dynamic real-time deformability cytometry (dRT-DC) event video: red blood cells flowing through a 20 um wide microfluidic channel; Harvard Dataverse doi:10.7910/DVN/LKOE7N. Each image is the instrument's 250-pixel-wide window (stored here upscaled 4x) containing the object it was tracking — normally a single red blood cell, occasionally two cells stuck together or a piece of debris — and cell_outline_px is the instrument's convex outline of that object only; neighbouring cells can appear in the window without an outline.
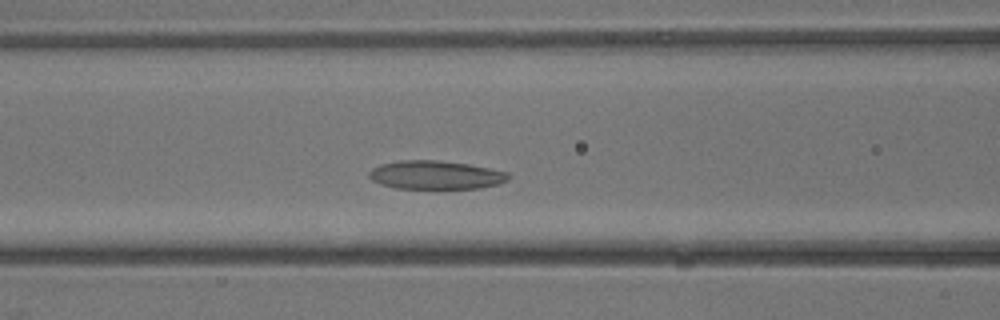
{"species": "common noctule bat (a hibernating species)", "species_latin": "Nyctalus noctula", "temperature_condition": "warm", "stored_images_in_passage": 22, "camera_frame_rate_fps": 3000, "um_per_image_px": 0.085, "animal": {"sex": "male", "body_mass_g": 13.3}, "frame": {"image": 1, "passage_image": 4, "time_ms": 1.0, "image_size_px": [1000, 320], "cell_outline_px": [[512, 176], [508, 180], [500, 184], [480, 188], [396, 188], [380, 184], [372, 180], [368, 176], [368, 172], [372, 168], [380, 164], [400, 160], [436, 160], [468, 164], [508, 172]], "centroid_in_image_um": [37.03, 14.87], "position_along_channel_um": 129.6, "area_um2": 23.24}}
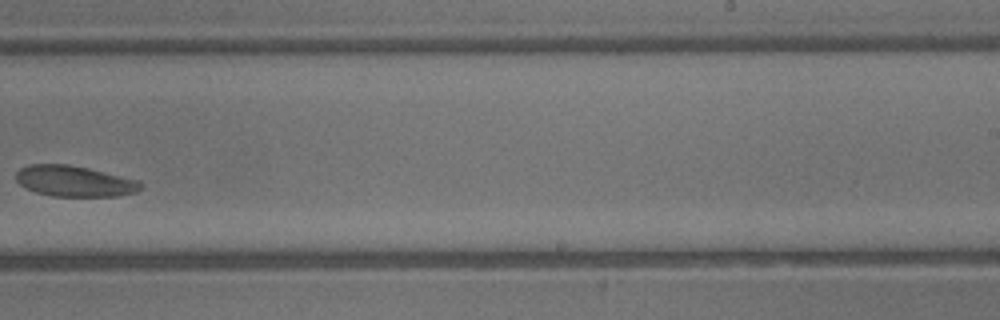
{"frame": {"image": 2, "passage_image": 11, "time_ms": 3.333, "image_size_px": [1000, 320], "cell_outline_px": [[144, 184], [136, 192], [120, 196], [52, 196], [36, 192], [24, 188], [16, 180], [16, 172], [20, 168], [28, 164], [68, 164], [88, 168], [140, 180]], "centroid_in_image_um": [6.33, 15.39], "position_along_channel_um": 282.7, "area_um2": 22.6}}
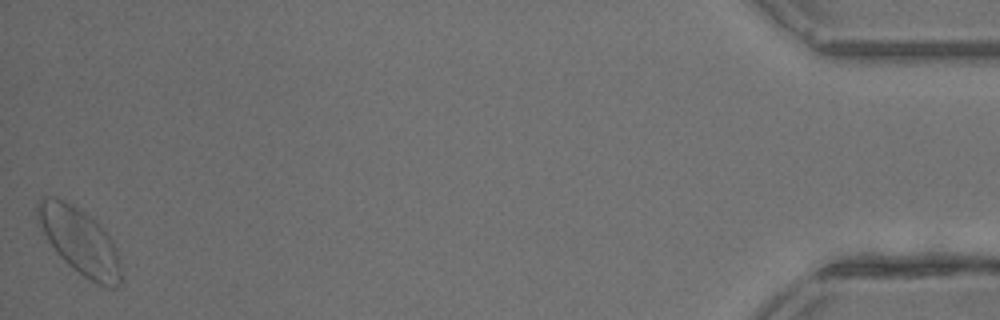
{"frame": {"image": 3, "passage_image": 22, "time_ms": 7.0, "image_size_px": [1000, 320], "cell_outline_px": [[120, 284], [116, 288], [108, 288], [96, 284], [72, 268], [60, 256], [36, 224], [36, 200], [44, 196], [52, 196], [72, 204], [80, 208], [96, 220], [108, 236], [116, 248], [120, 260]], "centroid_in_image_um": [6.73, 20.47], "position_along_channel_um": 428.5, "area_um2": 32.48}}